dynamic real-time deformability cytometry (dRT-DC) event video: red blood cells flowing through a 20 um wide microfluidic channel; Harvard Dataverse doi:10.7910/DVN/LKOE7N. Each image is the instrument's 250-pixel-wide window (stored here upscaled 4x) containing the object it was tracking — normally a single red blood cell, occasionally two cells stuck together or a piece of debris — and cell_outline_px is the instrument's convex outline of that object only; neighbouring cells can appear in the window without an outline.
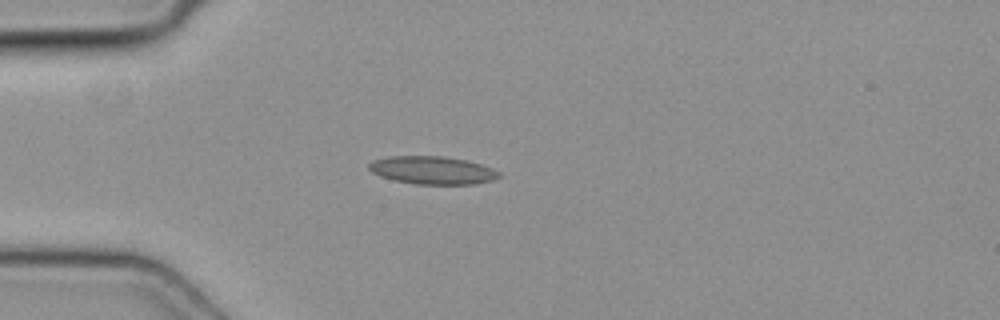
{"species": "common noctule bat (a hibernating species)", "species_latin": "Nyctalus noctula", "temperature_condition": "cold", "stored_images_in_passage": 37, "camera_frame_rate_fps": 3000, "um_per_image_px": 0.085, "animal": {"sex": "female", "body_mass_g": 19.3, "forearm_length_mm": 54.1}, "frame": {"image": 1, "passage_image": 1, "time_ms": 0.0, "image_size_px": [1000, 320], "cell_outline_px": [[500, 176], [492, 180], [476, 184], [416, 184], [392, 180], [380, 176], [372, 172], [368, 168], [368, 164], [372, 160], [392, 156], [444, 156], [464, 160], [480, 164], [492, 168], [500, 172]], "centroid_in_image_um": [36.73, 14.47], "position_along_channel_um": 48.3, "area_um2": 21.15}}
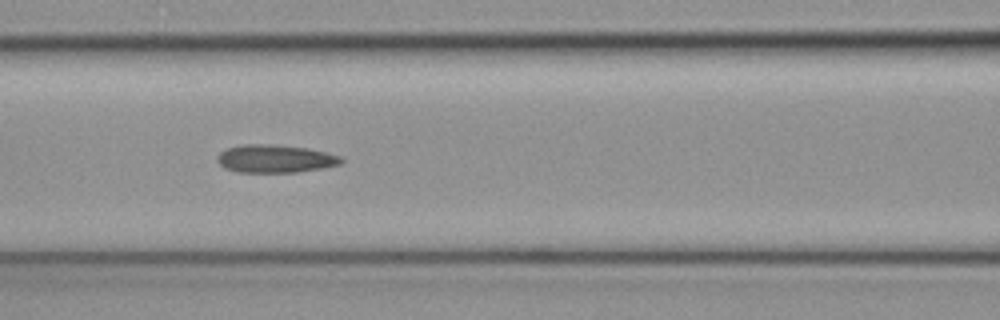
{"frame": {"image": 2, "passage_image": 9, "time_ms": 2.667, "image_size_px": [1000, 320], "cell_outline_px": [[344, 160], [340, 164], [324, 168], [296, 172], [236, 172], [224, 168], [216, 160], [216, 156], [220, 152], [228, 148], [244, 144], [268, 144], [308, 148], [340, 156]], "centroid_in_image_um": [23.37, 13.49], "position_along_channel_um": 143.2, "area_um2": 20.17}}
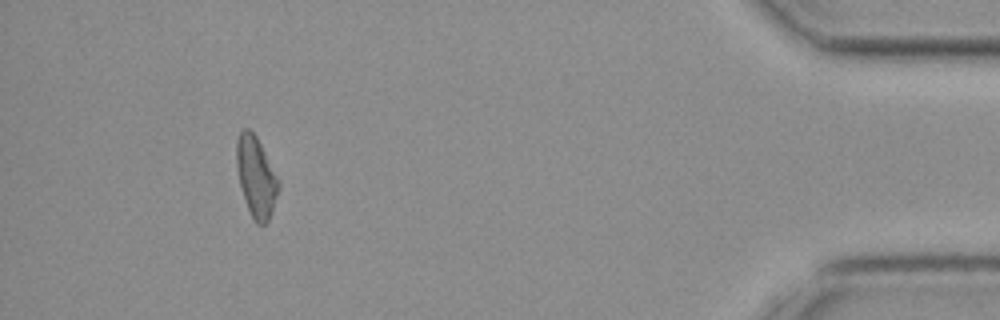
{"frame": {"image": 3, "passage_image": 33, "time_ms": 10.667, "image_size_px": [1000, 320], "cell_outline_px": [[280, 188], [272, 212], [268, 220], [264, 224], [256, 224], [244, 200], [236, 168], [236, 140], [240, 132], [244, 128], [248, 128], [256, 136], [280, 180]], "centroid_in_image_um": [21.77, 15.03], "position_along_channel_um": 413.4, "area_um2": 19.77}}